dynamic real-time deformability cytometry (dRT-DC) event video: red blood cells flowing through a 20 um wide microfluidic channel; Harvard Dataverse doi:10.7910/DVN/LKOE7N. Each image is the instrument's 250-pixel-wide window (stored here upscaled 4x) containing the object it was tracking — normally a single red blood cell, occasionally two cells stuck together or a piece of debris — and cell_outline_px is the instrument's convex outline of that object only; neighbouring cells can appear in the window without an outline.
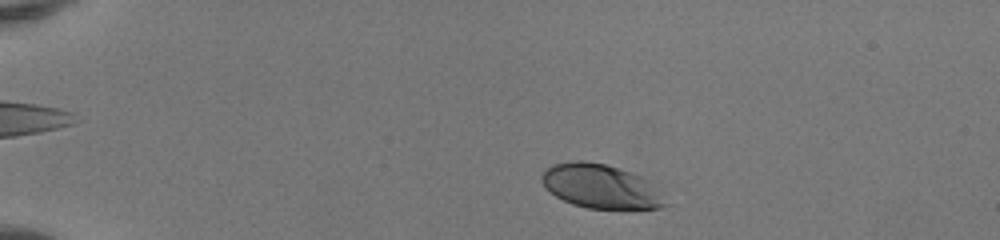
{"species": "human", "species_latin": "Homo sapiens", "temperature_condition": "room temperature", "stored_images_in_passage": 44, "camera_frame_rate_fps": 3000, "um_per_image_px": 0.085, "donor": {"sex": "female"}, "frame": {"image": 1, "passage_image": 4, "time_ms": 1.0, "image_size_px": [1000, 240], "cell_outline_px": [[668, 204], [660, 208], [588, 208], [572, 204], [556, 196], [544, 188], [540, 180], [540, 176], [544, 168], [552, 164], [568, 160], [584, 160], [604, 164], [620, 168], [656, 180]], "centroid_in_image_um": [51.1, 15.81], "position_along_channel_um": 33.9, "area_um2": 32.71}}
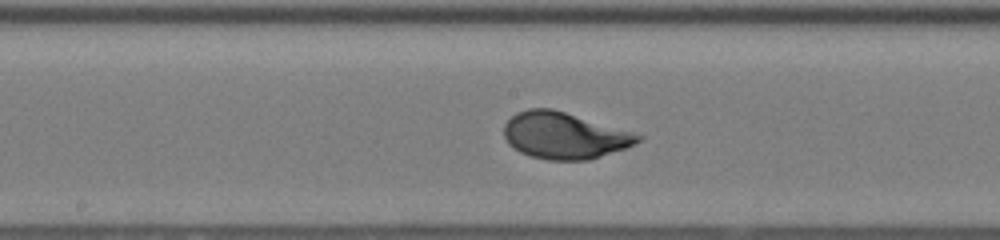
{"frame": {"image": 2, "passage_image": 22, "time_ms": 7.0, "image_size_px": [1000, 240], "cell_outline_px": [[644, 140], [636, 144], [588, 160], [548, 160], [532, 156], [520, 152], [508, 144], [504, 136], [504, 124], [516, 112], [528, 108], [552, 108], [632, 132], [644, 136]], "centroid_in_image_um": [47.95, 11.52], "position_along_channel_um": 200.2, "area_um2": 36.18}}
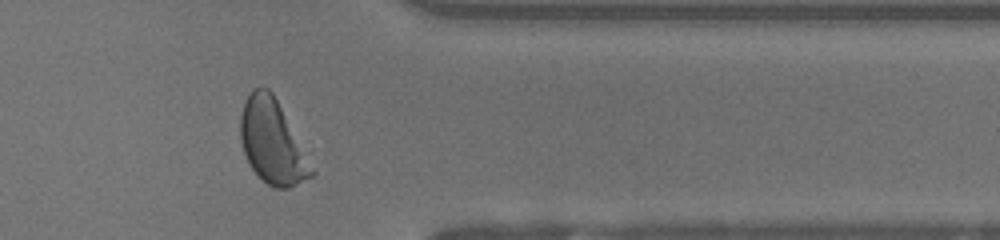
{"frame": {"image": 3, "passage_image": 36, "time_ms": 11.667, "image_size_px": [1000, 240], "cell_outline_px": [[316, 176], [288, 188], [276, 188], [268, 184], [252, 168], [244, 152], [240, 140], [240, 116], [244, 100], [252, 88], [268, 88], [272, 92], [316, 172]], "centroid_in_image_um": [23.14, 12.06], "position_along_channel_um": 388.3, "area_um2": 34.39}, "authors_computed_cell_mechanics": {"area_um2": 35.4892, "velocity_mm_per_s": 4.1357, "shape_relaxation_time_tau1_ms": 2.2091, "shape_relaxation_time_tau2_ms": null, "deformation_change_tau1": 0.1682, "deformation_change_tau2": null}}